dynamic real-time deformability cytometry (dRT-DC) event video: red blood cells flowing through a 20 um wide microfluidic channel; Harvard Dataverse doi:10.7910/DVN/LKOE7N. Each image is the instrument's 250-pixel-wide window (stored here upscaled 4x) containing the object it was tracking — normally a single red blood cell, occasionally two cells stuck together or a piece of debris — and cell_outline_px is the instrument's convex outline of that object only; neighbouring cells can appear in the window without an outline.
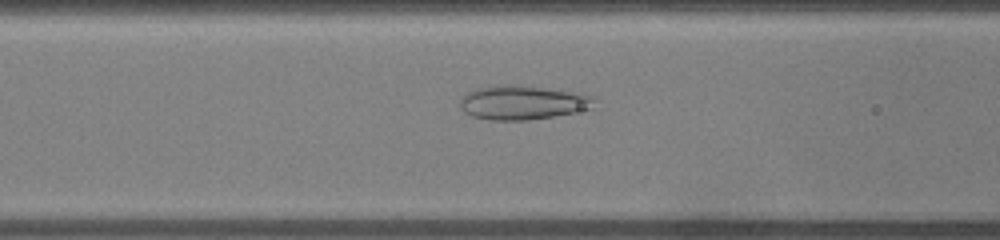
{"species": "common noctule bat (a hibernating species)", "species_latin": "Nyctalus noctula", "temperature_condition": "warm", "stored_images_in_passage": 31, "camera_frame_rate_fps": 3000, "um_per_image_px": 0.085, "animal": {"sex": "male", "body_mass_g": 19.0, "forearm_length_mm": 50.8}, "frame": {"image": 1, "passage_image": 9, "time_ms": 2.667, "image_size_px": [1000, 240], "cell_outline_px": [[596, 100], [592, 108], [552, 116], [524, 120], [492, 120], [472, 116], [464, 112], [460, 108], [460, 100], [468, 92], [480, 88], [540, 88], [596, 96]], "centroid_in_image_um": [44.43, 8.78], "position_along_channel_um": 122.2, "area_um2": 25.09}}
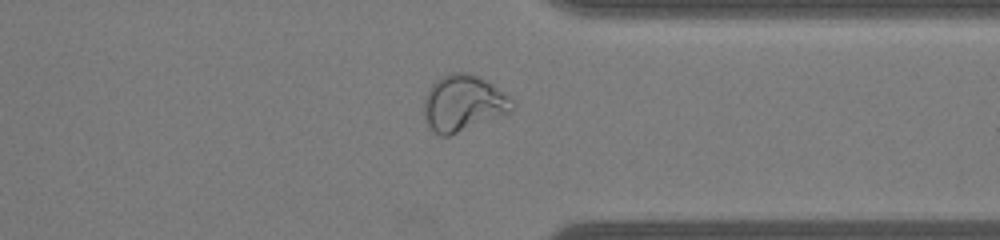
{"frame": {"image": 2, "passage_image": 23, "time_ms": 7.333, "image_size_px": [1000, 240], "cell_outline_px": [[516, 108], [512, 112], [504, 116], [448, 136], [440, 136], [428, 124], [424, 112], [424, 100], [428, 88], [436, 80], [452, 72], [472, 72], [488, 80], [504, 92], [516, 104]], "centroid_in_image_um": [39.45, 8.75], "position_along_channel_um": 372.0, "area_um2": 29.3}}
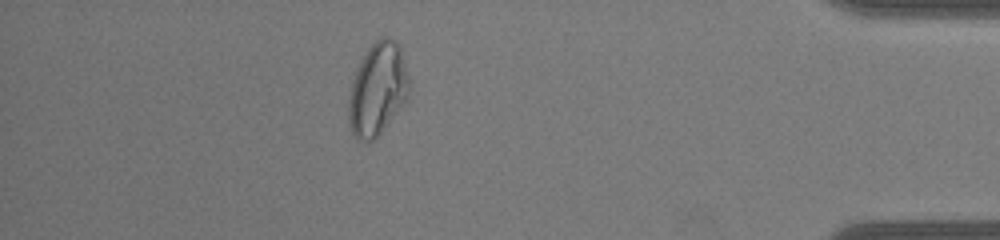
{"frame": {"image": 3, "passage_image": 27, "time_ms": 8.667, "image_size_px": [1000, 240], "cell_outline_px": [[408, 100], [384, 128], [372, 140], [356, 140], [348, 124], [348, 100], [356, 68], [360, 60], [368, 48], [380, 36], [388, 36], [396, 40], [400, 44], [408, 76]], "centroid_in_image_um": [32.09, 7.55], "position_along_channel_um": 403.1, "area_um2": 32.77}}